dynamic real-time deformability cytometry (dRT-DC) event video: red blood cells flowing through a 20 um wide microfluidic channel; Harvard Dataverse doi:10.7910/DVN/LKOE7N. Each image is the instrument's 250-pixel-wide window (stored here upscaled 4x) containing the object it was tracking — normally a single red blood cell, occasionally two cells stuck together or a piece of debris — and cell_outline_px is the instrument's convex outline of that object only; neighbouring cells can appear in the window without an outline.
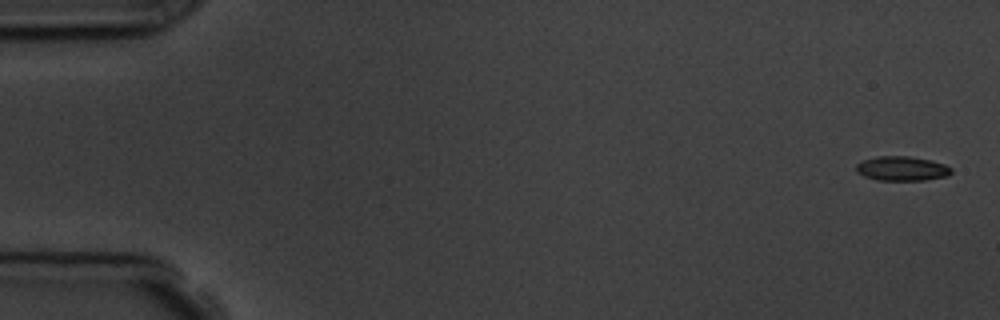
{"species": "common noctule bat (a hibernating species)", "species_latin": "Nyctalus noctula", "temperature_condition": "room temperature", "stored_images_in_passage": 5, "camera_frame_rate_fps": 3000, "um_per_image_px": 0.085, "animal": {"sex": "male", "body_mass_g": 19.5, "forearm_length_mm": 54.6}, "frame": {"image": 1, "passage_image": 1, "time_ms": 0.0, "image_size_px": [1000, 320], "cell_outline_px": [[952, 172], [948, 176], [924, 180], [876, 180], [864, 176], [856, 172], [856, 164], [864, 160], [876, 156], [908, 156], [932, 160], [944, 164], [952, 168]], "centroid_in_image_um": [76.67, 14.32], "position_along_channel_um": 8.3, "area_um2": 13.64}}
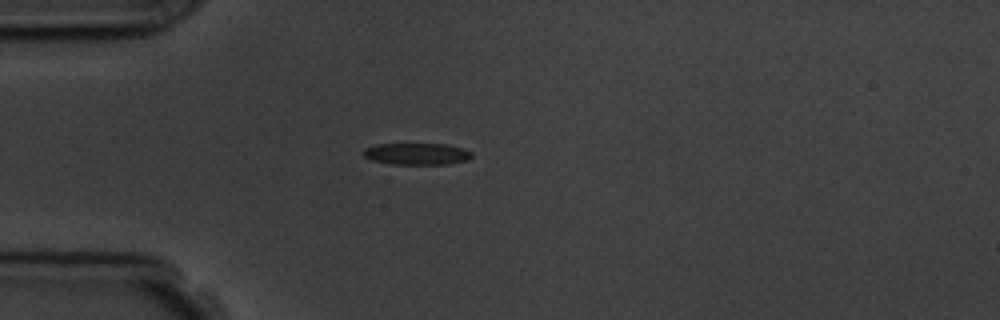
{"frame": {"image": 2, "passage_image": 5, "time_ms": 4.667, "image_size_px": [1000, 320], "cell_outline_px": [[472, 156], [468, 160], [448, 164], [392, 164], [372, 160], [364, 156], [360, 152], [364, 148], [376, 144], [444, 144], [464, 148], [472, 152]], "centroid_in_image_um": [35.41, 13.08], "position_along_channel_um": 49.6, "area_um2": 13.81}}